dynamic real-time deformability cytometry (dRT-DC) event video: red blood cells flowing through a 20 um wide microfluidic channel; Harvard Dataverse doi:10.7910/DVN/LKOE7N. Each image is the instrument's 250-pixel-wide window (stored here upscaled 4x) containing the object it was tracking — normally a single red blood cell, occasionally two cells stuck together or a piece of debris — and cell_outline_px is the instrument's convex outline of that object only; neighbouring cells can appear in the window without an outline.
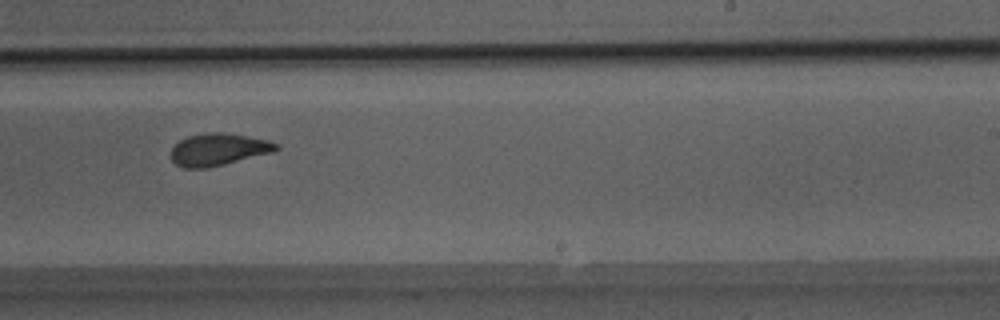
{"species": "Egyptian fruit bat (a non-hibernating species)", "species_latin": "Rousettus aegyptiacus", "temperature_condition": "room temperature", "stored_images_in_passage": 42, "camera_frame_rate_fps": 3000, "um_per_image_px": 0.085, "animal": {"sex": "male"}, "frame": {"image": 1, "passage_image": 23, "time_ms": 7.333, "image_size_px": [1000, 320], "cell_outline_px": [[280, 148], [276, 152], [208, 168], [184, 168], [176, 164], [172, 160], [172, 148], [180, 140], [188, 136], [208, 132], [220, 132], [248, 136], [268, 140], [276, 144]], "centroid_in_image_um": [18.6, 12.71], "position_along_channel_um": 270.4, "area_um2": 19.77}}
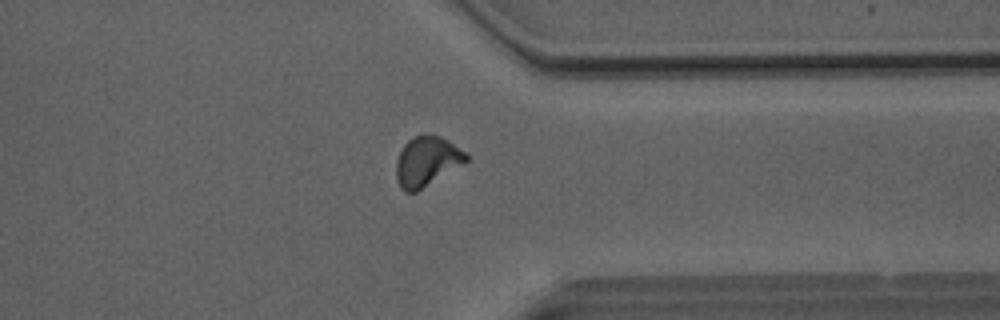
{"frame": {"image": 2, "passage_image": 31, "time_ms": 10.0, "image_size_px": [1000, 320], "cell_outline_px": [[468, 160], [416, 192], [404, 192], [400, 188], [396, 176], [396, 160], [404, 144], [412, 136], [440, 136], [448, 140], [468, 152]], "centroid_in_image_um": [36.27, 13.72], "position_along_channel_um": 375.1, "area_um2": 20.06}}
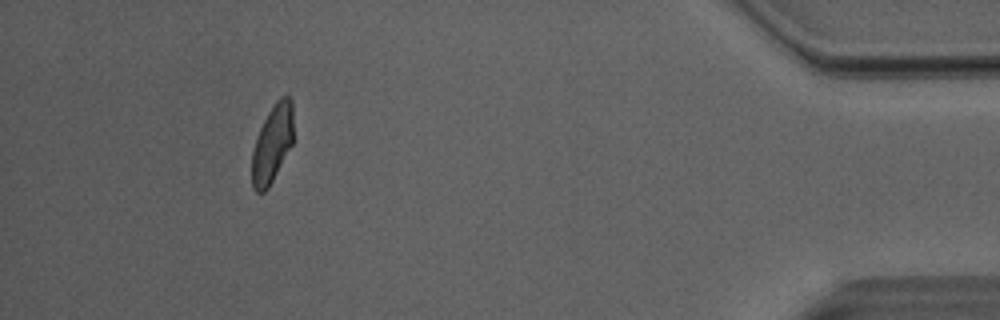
{"frame": {"image": 3, "passage_image": 38, "time_ms": 12.333, "image_size_px": [1000, 320], "cell_outline_px": [[292, 144], [268, 188], [264, 192], [256, 192], [252, 188], [252, 152], [256, 136], [268, 112], [276, 100], [280, 96], [288, 96], [292, 100]], "centroid_in_image_um": [23.12, 12.21], "position_along_channel_um": 412.1, "area_um2": 18.61}, "authors_computed_cell_mechanics": {"area_um2": 19.8543, "velocity_mm_per_s": 4.0322, "shape_relaxation_time_tau1_ms": 6.7827, "shape_relaxation_time_tau2_ms": 1.3929, "deformation_change_tau1": 0.1694, "deformation_change_tau2": 0.0691}}